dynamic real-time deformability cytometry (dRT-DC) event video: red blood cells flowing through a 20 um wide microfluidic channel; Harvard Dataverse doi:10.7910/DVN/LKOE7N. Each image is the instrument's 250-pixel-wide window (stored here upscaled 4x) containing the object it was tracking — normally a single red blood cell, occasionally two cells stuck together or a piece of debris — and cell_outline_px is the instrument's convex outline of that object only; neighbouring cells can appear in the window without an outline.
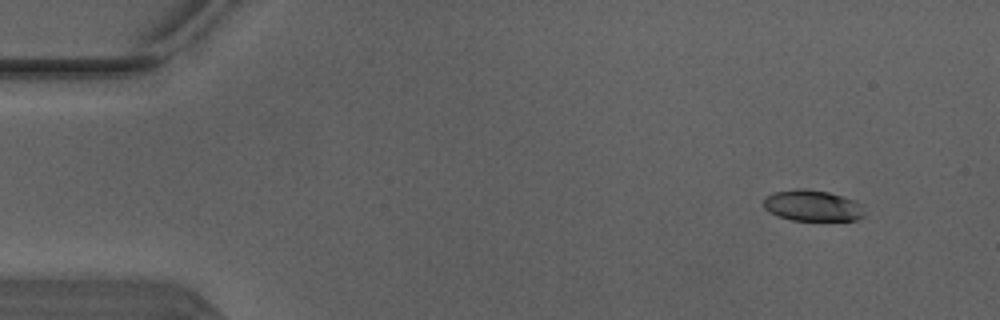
{"species": "Egyptian fruit bat (a non-hibernating species)", "species_latin": "Rousettus aegyptiacus", "temperature_condition": "warm", "stored_images_in_passage": 3, "camera_frame_rate_fps": 3000, "um_per_image_px": 0.085, "animal": {"sex": "male"}, "frame": {"image": 1, "passage_image": 1, "time_ms": 0.0, "image_size_px": [1000, 320], "cell_outline_px": [[864, 216], [856, 220], [792, 220], [768, 212], [764, 208], [764, 196], [772, 192], [796, 188], [804, 188], [828, 192], [844, 196], [856, 200], [864, 204]], "centroid_in_image_um": [69.08, 17.46], "position_along_channel_um": 15.9, "area_um2": 18.61}}